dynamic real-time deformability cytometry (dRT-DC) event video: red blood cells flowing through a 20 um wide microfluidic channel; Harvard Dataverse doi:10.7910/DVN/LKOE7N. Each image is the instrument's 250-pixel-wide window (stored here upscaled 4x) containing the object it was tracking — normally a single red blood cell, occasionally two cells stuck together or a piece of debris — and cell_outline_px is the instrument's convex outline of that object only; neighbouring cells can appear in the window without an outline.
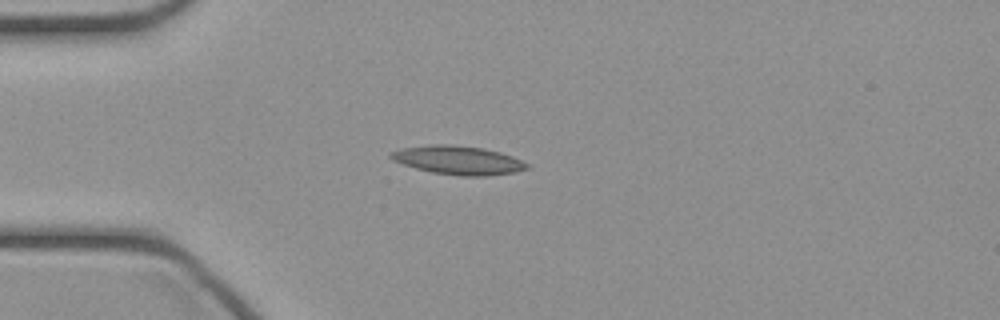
{"species": "common noctule bat (a hibernating species)", "species_latin": "Nyctalus noctula", "temperature_condition": "cold", "stored_images_in_passage": 36, "camera_frame_rate_fps": 3000, "um_per_image_px": 0.085, "animal": {"sex": "female", "body_mass_g": 21.9}, "frame": {"image": 1, "passage_image": 2, "time_ms": 0.333, "image_size_px": [1000, 320], "cell_outline_px": [[528, 168], [516, 172], [488, 176], [460, 176], [432, 172], [416, 168], [392, 160], [388, 156], [388, 152], [400, 148], [432, 144], [448, 144], [484, 148], [500, 152], [512, 156], [528, 164]], "centroid_in_image_um": [38.91, 13.61], "position_along_channel_um": 46.1, "area_um2": 22.83}}
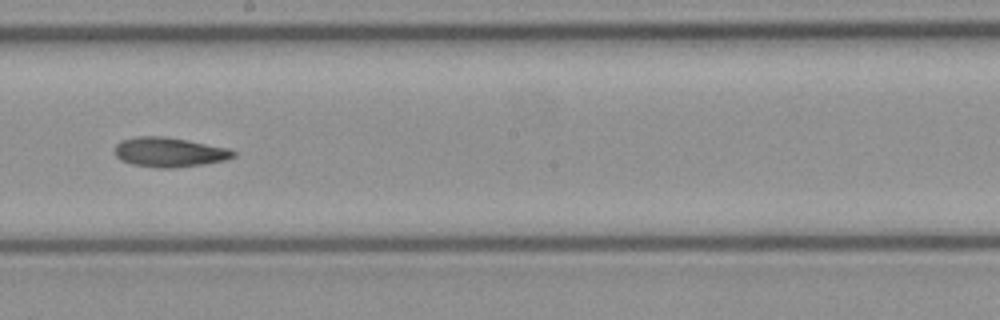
{"frame": {"image": 2, "passage_image": 16, "time_ms": 5.0, "image_size_px": [1000, 320], "cell_outline_px": [[236, 156], [228, 160], [204, 164], [176, 168], [156, 168], [132, 164], [120, 160], [116, 156], [116, 144], [120, 140], [136, 136], [164, 136], [228, 148], [236, 152]], "centroid_in_image_um": [14.4, 12.94], "position_along_channel_um": 233.8, "area_um2": 20.58}}
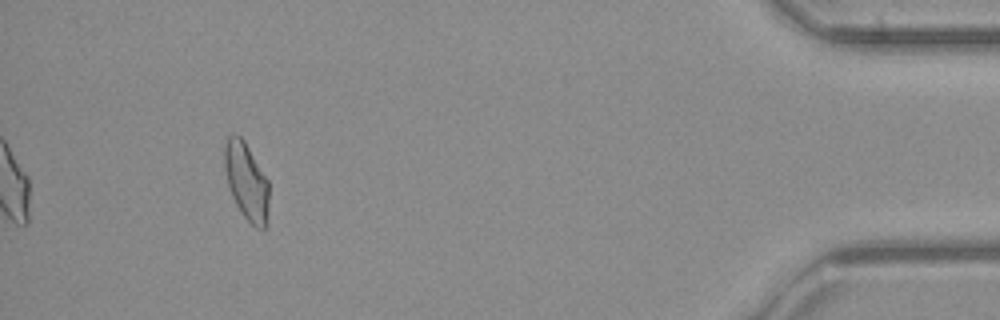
{"frame": {"image": 3, "passage_image": 33, "time_ms": 10.667, "image_size_px": [1000, 320], "cell_outline_px": [[268, 212], [264, 228], [256, 228], [240, 212], [232, 196], [228, 184], [224, 164], [224, 144], [228, 136], [240, 136], [244, 140], [268, 180]], "centroid_in_image_um": [20.94, 15.41], "position_along_channel_um": 414.3, "area_um2": 19.71}}